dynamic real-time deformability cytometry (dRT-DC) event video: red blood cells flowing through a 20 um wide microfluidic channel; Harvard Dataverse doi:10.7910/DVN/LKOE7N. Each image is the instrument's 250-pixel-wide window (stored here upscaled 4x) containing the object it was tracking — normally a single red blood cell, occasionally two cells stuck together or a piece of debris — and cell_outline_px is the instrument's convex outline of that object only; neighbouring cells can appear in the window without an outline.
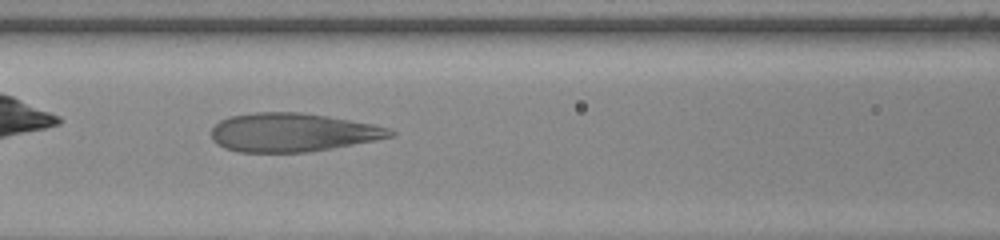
{"species": "human", "species_latin": "Homo sapiens", "temperature_condition": "warm", "stored_images_in_passage": 36, "camera_frame_rate_fps": 3000, "um_per_image_px": 0.085, "donor": {"sex": "female"}, "frame": {"image": 1, "passage_image": 7, "time_ms": 2.0, "image_size_px": [1000, 240], "cell_outline_px": [[396, 132], [392, 136], [376, 140], [332, 148], [308, 152], [240, 152], [224, 148], [216, 144], [212, 140], [212, 128], [220, 120], [228, 116], [256, 112], [300, 112], [328, 116], [372, 124], [392, 128]], "centroid_in_image_um": [24.85, 11.25], "position_along_channel_um": 141.7, "area_um2": 40.34}}
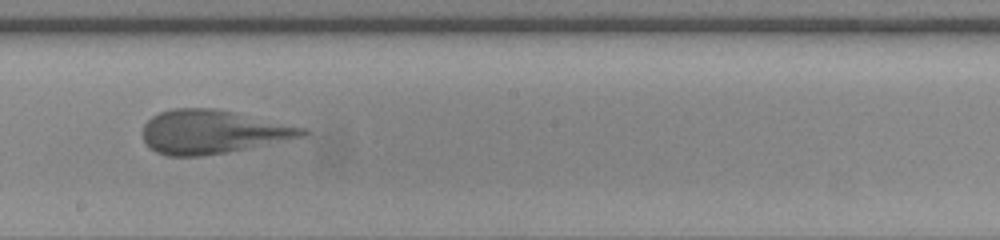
{"frame": {"image": 2, "passage_image": 14, "time_ms": 4.333, "image_size_px": [1000, 240], "cell_outline_px": [[308, 132], [304, 136], [228, 152], [200, 156], [168, 156], [156, 152], [148, 148], [144, 140], [144, 124], [152, 116], [160, 112], [172, 108], [212, 108], [232, 112], [308, 128]], "centroid_in_image_um": [18.03, 11.21], "position_along_channel_um": 230.2, "area_um2": 40.29}}
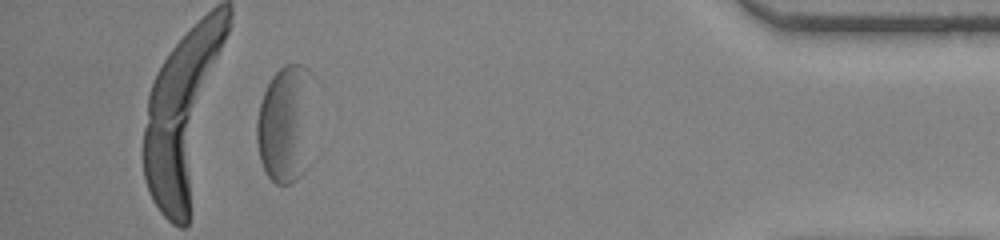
{"frame": {"image": 3, "passage_image": 32, "time_ms": 10.333, "image_size_px": [1000, 240], "cell_outline_px": [[316, 80], [304, 172], [296, 180], [288, 184], [276, 184], [264, 172], [260, 160], [256, 140], [256, 120], [260, 104], [264, 92], [272, 76], [284, 64], [300, 64], [308, 68], [312, 72]], "centroid_in_image_um": [24.28, 10.45], "position_along_channel_um": 410.9, "area_um2": 39.71}}